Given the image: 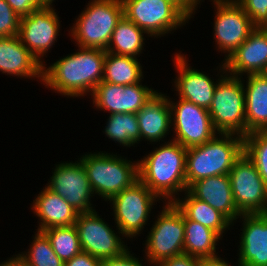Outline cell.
I'll list each match as a JSON object with an SVG mask.
<instances>
[{"label":"cell","mask_w":267,"mask_h":266,"mask_svg":"<svg viewBox=\"0 0 267 266\" xmlns=\"http://www.w3.org/2000/svg\"><path fill=\"white\" fill-rule=\"evenodd\" d=\"M54 0H41L43 6L51 7Z\"/></svg>","instance_id":"cell-42"},{"label":"cell","mask_w":267,"mask_h":266,"mask_svg":"<svg viewBox=\"0 0 267 266\" xmlns=\"http://www.w3.org/2000/svg\"><path fill=\"white\" fill-rule=\"evenodd\" d=\"M200 266H230L226 261L220 257L200 258Z\"/></svg>","instance_id":"cell-40"},{"label":"cell","mask_w":267,"mask_h":266,"mask_svg":"<svg viewBox=\"0 0 267 266\" xmlns=\"http://www.w3.org/2000/svg\"><path fill=\"white\" fill-rule=\"evenodd\" d=\"M217 12L214 22V39L218 50L229 57L256 28L236 0H213Z\"/></svg>","instance_id":"cell-12"},{"label":"cell","mask_w":267,"mask_h":266,"mask_svg":"<svg viewBox=\"0 0 267 266\" xmlns=\"http://www.w3.org/2000/svg\"><path fill=\"white\" fill-rule=\"evenodd\" d=\"M156 92L136 113L140 130V140L158 142L168 134L171 124L169 99Z\"/></svg>","instance_id":"cell-22"},{"label":"cell","mask_w":267,"mask_h":266,"mask_svg":"<svg viewBox=\"0 0 267 266\" xmlns=\"http://www.w3.org/2000/svg\"><path fill=\"white\" fill-rule=\"evenodd\" d=\"M20 17L6 0H0V37H12L19 34Z\"/></svg>","instance_id":"cell-33"},{"label":"cell","mask_w":267,"mask_h":266,"mask_svg":"<svg viewBox=\"0 0 267 266\" xmlns=\"http://www.w3.org/2000/svg\"><path fill=\"white\" fill-rule=\"evenodd\" d=\"M94 194L109 200L139 180L138 163L110 153L83 155L80 158ZM132 163V164H131Z\"/></svg>","instance_id":"cell-4"},{"label":"cell","mask_w":267,"mask_h":266,"mask_svg":"<svg viewBox=\"0 0 267 266\" xmlns=\"http://www.w3.org/2000/svg\"><path fill=\"white\" fill-rule=\"evenodd\" d=\"M156 93L141 83L131 85L110 84L101 81L94 89L96 108L113 113H137Z\"/></svg>","instance_id":"cell-16"},{"label":"cell","mask_w":267,"mask_h":266,"mask_svg":"<svg viewBox=\"0 0 267 266\" xmlns=\"http://www.w3.org/2000/svg\"><path fill=\"white\" fill-rule=\"evenodd\" d=\"M173 2L189 19L195 12V7L200 3L201 0H169ZM199 2V3H198Z\"/></svg>","instance_id":"cell-39"},{"label":"cell","mask_w":267,"mask_h":266,"mask_svg":"<svg viewBox=\"0 0 267 266\" xmlns=\"http://www.w3.org/2000/svg\"><path fill=\"white\" fill-rule=\"evenodd\" d=\"M74 225L82 251L94 257L101 260L112 258L123 254L128 249L96 211L79 213Z\"/></svg>","instance_id":"cell-13"},{"label":"cell","mask_w":267,"mask_h":266,"mask_svg":"<svg viewBox=\"0 0 267 266\" xmlns=\"http://www.w3.org/2000/svg\"><path fill=\"white\" fill-rule=\"evenodd\" d=\"M238 266H267V213L241 214Z\"/></svg>","instance_id":"cell-18"},{"label":"cell","mask_w":267,"mask_h":266,"mask_svg":"<svg viewBox=\"0 0 267 266\" xmlns=\"http://www.w3.org/2000/svg\"><path fill=\"white\" fill-rule=\"evenodd\" d=\"M228 175L240 214L267 213V186L254 162L244 152Z\"/></svg>","instance_id":"cell-10"},{"label":"cell","mask_w":267,"mask_h":266,"mask_svg":"<svg viewBox=\"0 0 267 266\" xmlns=\"http://www.w3.org/2000/svg\"><path fill=\"white\" fill-rule=\"evenodd\" d=\"M184 254L198 258L216 257V242L221 238L212 229L184 216Z\"/></svg>","instance_id":"cell-27"},{"label":"cell","mask_w":267,"mask_h":266,"mask_svg":"<svg viewBox=\"0 0 267 266\" xmlns=\"http://www.w3.org/2000/svg\"><path fill=\"white\" fill-rule=\"evenodd\" d=\"M32 209L42 222L38 231L51 227L72 226L78 217V212L60 195L48 187L33 201Z\"/></svg>","instance_id":"cell-23"},{"label":"cell","mask_w":267,"mask_h":266,"mask_svg":"<svg viewBox=\"0 0 267 266\" xmlns=\"http://www.w3.org/2000/svg\"><path fill=\"white\" fill-rule=\"evenodd\" d=\"M123 15L150 36L168 34L189 18L169 0H121Z\"/></svg>","instance_id":"cell-8"},{"label":"cell","mask_w":267,"mask_h":266,"mask_svg":"<svg viewBox=\"0 0 267 266\" xmlns=\"http://www.w3.org/2000/svg\"><path fill=\"white\" fill-rule=\"evenodd\" d=\"M251 19L255 27L267 24V0H236Z\"/></svg>","instance_id":"cell-34"},{"label":"cell","mask_w":267,"mask_h":266,"mask_svg":"<svg viewBox=\"0 0 267 266\" xmlns=\"http://www.w3.org/2000/svg\"><path fill=\"white\" fill-rule=\"evenodd\" d=\"M122 16L121 0L90 1L71 30L78 48H97L106 51L117 22Z\"/></svg>","instance_id":"cell-5"},{"label":"cell","mask_w":267,"mask_h":266,"mask_svg":"<svg viewBox=\"0 0 267 266\" xmlns=\"http://www.w3.org/2000/svg\"><path fill=\"white\" fill-rule=\"evenodd\" d=\"M143 33L146 32L123 15L117 22L106 52L136 58L143 50Z\"/></svg>","instance_id":"cell-28"},{"label":"cell","mask_w":267,"mask_h":266,"mask_svg":"<svg viewBox=\"0 0 267 266\" xmlns=\"http://www.w3.org/2000/svg\"><path fill=\"white\" fill-rule=\"evenodd\" d=\"M43 64L22 44L19 36L0 37V71L43 80Z\"/></svg>","instance_id":"cell-21"},{"label":"cell","mask_w":267,"mask_h":266,"mask_svg":"<svg viewBox=\"0 0 267 266\" xmlns=\"http://www.w3.org/2000/svg\"><path fill=\"white\" fill-rule=\"evenodd\" d=\"M105 57V50L80 47L79 52L59 59L50 67L43 66L41 82L71 97L93 93L103 79Z\"/></svg>","instance_id":"cell-1"},{"label":"cell","mask_w":267,"mask_h":266,"mask_svg":"<svg viewBox=\"0 0 267 266\" xmlns=\"http://www.w3.org/2000/svg\"><path fill=\"white\" fill-rule=\"evenodd\" d=\"M179 99L176 104L169 99L171 120L174 122L173 128L176 134L173 140L185 148H190L213 139L217 132L208 110Z\"/></svg>","instance_id":"cell-11"},{"label":"cell","mask_w":267,"mask_h":266,"mask_svg":"<svg viewBox=\"0 0 267 266\" xmlns=\"http://www.w3.org/2000/svg\"><path fill=\"white\" fill-rule=\"evenodd\" d=\"M105 134L120 145L130 147L140 141V130L135 113L110 114Z\"/></svg>","instance_id":"cell-29"},{"label":"cell","mask_w":267,"mask_h":266,"mask_svg":"<svg viewBox=\"0 0 267 266\" xmlns=\"http://www.w3.org/2000/svg\"><path fill=\"white\" fill-rule=\"evenodd\" d=\"M60 29L54 8L44 6L20 18L19 38L22 44L40 61L55 43Z\"/></svg>","instance_id":"cell-15"},{"label":"cell","mask_w":267,"mask_h":266,"mask_svg":"<svg viewBox=\"0 0 267 266\" xmlns=\"http://www.w3.org/2000/svg\"><path fill=\"white\" fill-rule=\"evenodd\" d=\"M157 266H200V258L188 254H181L163 260Z\"/></svg>","instance_id":"cell-37"},{"label":"cell","mask_w":267,"mask_h":266,"mask_svg":"<svg viewBox=\"0 0 267 266\" xmlns=\"http://www.w3.org/2000/svg\"><path fill=\"white\" fill-rule=\"evenodd\" d=\"M36 232L28 252L17 256L28 266H64V262L54 252L47 236L41 231Z\"/></svg>","instance_id":"cell-31"},{"label":"cell","mask_w":267,"mask_h":266,"mask_svg":"<svg viewBox=\"0 0 267 266\" xmlns=\"http://www.w3.org/2000/svg\"><path fill=\"white\" fill-rule=\"evenodd\" d=\"M186 197L176 198L173 202L183 215L192 221L198 222L215 231L220 237L232 223L225 215L210 206L208 203L194 198L187 190Z\"/></svg>","instance_id":"cell-25"},{"label":"cell","mask_w":267,"mask_h":266,"mask_svg":"<svg viewBox=\"0 0 267 266\" xmlns=\"http://www.w3.org/2000/svg\"><path fill=\"white\" fill-rule=\"evenodd\" d=\"M244 153L254 162L267 186V131H254L244 137Z\"/></svg>","instance_id":"cell-32"},{"label":"cell","mask_w":267,"mask_h":266,"mask_svg":"<svg viewBox=\"0 0 267 266\" xmlns=\"http://www.w3.org/2000/svg\"><path fill=\"white\" fill-rule=\"evenodd\" d=\"M186 153L187 148L174 140L156 148L138 161L139 180L158 198L173 203L176 193L187 190Z\"/></svg>","instance_id":"cell-2"},{"label":"cell","mask_w":267,"mask_h":266,"mask_svg":"<svg viewBox=\"0 0 267 266\" xmlns=\"http://www.w3.org/2000/svg\"><path fill=\"white\" fill-rule=\"evenodd\" d=\"M245 91L246 135L267 131V73L248 74Z\"/></svg>","instance_id":"cell-24"},{"label":"cell","mask_w":267,"mask_h":266,"mask_svg":"<svg viewBox=\"0 0 267 266\" xmlns=\"http://www.w3.org/2000/svg\"><path fill=\"white\" fill-rule=\"evenodd\" d=\"M177 72L179 73L175 80V88L179 93V98L196 104L204 109H209L213 100L214 90L217 83L209 78L208 75L196 69H190L185 56L175 54Z\"/></svg>","instance_id":"cell-19"},{"label":"cell","mask_w":267,"mask_h":266,"mask_svg":"<svg viewBox=\"0 0 267 266\" xmlns=\"http://www.w3.org/2000/svg\"><path fill=\"white\" fill-rule=\"evenodd\" d=\"M141 68L137 58L106 52L102 81L124 86L137 84L143 77Z\"/></svg>","instance_id":"cell-26"},{"label":"cell","mask_w":267,"mask_h":266,"mask_svg":"<svg viewBox=\"0 0 267 266\" xmlns=\"http://www.w3.org/2000/svg\"><path fill=\"white\" fill-rule=\"evenodd\" d=\"M0 266H28L19 256L16 255V257H12L5 261L4 263L2 262Z\"/></svg>","instance_id":"cell-41"},{"label":"cell","mask_w":267,"mask_h":266,"mask_svg":"<svg viewBox=\"0 0 267 266\" xmlns=\"http://www.w3.org/2000/svg\"><path fill=\"white\" fill-rule=\"evenodd\" d=\"M101 261V259L82 251L64 262V266H101Z\"/></svg>","instance_id":"cell-38"},{"label":"cell","mask_w":267,"mask_h":266,"mask_svg":"<svg viewBox=\"0 0 267 266\" xmlns=\"http://www.w3.org/2000/svg\"><path fill=\"white\" fill-rule=\"evenodd\" d=\"M187 191L196 199L208 203L210 206L225 215L231 222L241 214L231 189L229 175H217L193 182Z\"/></svg>","instance_id":"cell-20"},{"label":"cell","mask_w":267,"mask_h":266,"mask_svg":"<svg viewBox=\"0 0 267 266\" xmlns=\"http://www.w3.org/2000/svg\"><path fill=\"white\" fill-rule=\"evenodd\" d=\"M165 204L145 243L147 261L155 266L184 254V215L174 203Z\"/></svg>","instance_id":"cell-7"},{"label":"cell","mask_w":267,"mask_h":266,"mask_svg":"<svg viewBox=\"0 0 267 266\" xmlns=\"http://www.w3.org/2000/svg\"><path fill=\"white\" fill-rule=\"evenodd\" d=\"M42 232L47 236L54 252L63 262L82 252L75 225L51 227Z\"/></svg>","instance_id":"cell-30"},{"label":"cell","mask_w":267,"mask_h":266,"mask_svg":"<svg viewBox=\"0 0 267 266\" xmlns=\"http://www.w3.org/2000/svg\"><path fill=\"white\" fill-rule=\"evenodd\" d=\"M6 2L20 18L44 7L41 0H6Z\"/></svg>","instance_id":"cell-35"},{"label":"cell","mask_w":267,"mask_h":266,"mask_svg":"<svg viewBox=\"0 0 267 266\" xmlns=\"http://www.w3.org/2000/svg\"><path fill=\"white\" fill-rule=\"evenodd\" d=\"M156 199L158 197L140 180L111 197L108 201L113 204L119 234L130 238L138 235L147 224Z\"/></svg>","instance_id":"cell-9"},{"label":"cell","mask_w":267,"mask_h":266,"mask_svg":"<svg viewBox=\"0 0 267 266\" xmlns=\"http://www.w3.org/2000/svg\"><path fill=\"white\" fill-rule=\"evenodd\" d=\"M47 187L63 197L78 213L95 211L90 203L93 190L83 163H61L56 165Z\"/></svg>","instance_id":"cell-14"},{"label":"cell","mask_w":267,"mask_h":266,"mask_svg":"<svg viewBox=\"0 0 267 266\" xmlns=\"http://www.w3.org/2000/svg\"><path fill=\"white\" fill-rule=\"evenodd\" d=\"M208 109L217 134L246 136L245 91L241 77L220 76Z\"/></svg>","instance_id":"cell-6"},{"label":"cell","mask_w":267,"mask_h":266,"mask_svg":"<svg viewBox=\"0 0 267 266\" xmlns=\"http://www.w3.org/2000/svg\"><path fill=\"white\" fill-rule=\"evenodd\" d=\"M221 70L233 76L267 73V31L256 27L229 57Z\"/></svg>","instance_id":"cell-17"},{"label":"cell","mask_w":267,"mask_h":266,"mask_svg":"<svg viewBox=\"0 0 267 266\" xmlns=\"http://www.w3.org/2000/svg\"><path fill=\"white\" fill-rule=\"evenodd\" d=\"M132 255L133 254H130V251L127 249L119 256L102 259L101 266H142L140 261Z\"/></svg>","instance_id":"cell-36"},{"label":"cell","mask_w":267,"mask_h":266,"mask_svg":"<svg viewBox=\"0 0 267 266\" xmlns=\"http://www.w3.org/2000/svg\"><path fill=\"white\" fill-rule=\"evenodd\" d=\"M234 135L221 133L219 138L215 136L206 143L187 148V188L200 179L229 174L235 161L244 152V137Z\"/></svg>","instance_id":"cell-3"}]
</instances>
